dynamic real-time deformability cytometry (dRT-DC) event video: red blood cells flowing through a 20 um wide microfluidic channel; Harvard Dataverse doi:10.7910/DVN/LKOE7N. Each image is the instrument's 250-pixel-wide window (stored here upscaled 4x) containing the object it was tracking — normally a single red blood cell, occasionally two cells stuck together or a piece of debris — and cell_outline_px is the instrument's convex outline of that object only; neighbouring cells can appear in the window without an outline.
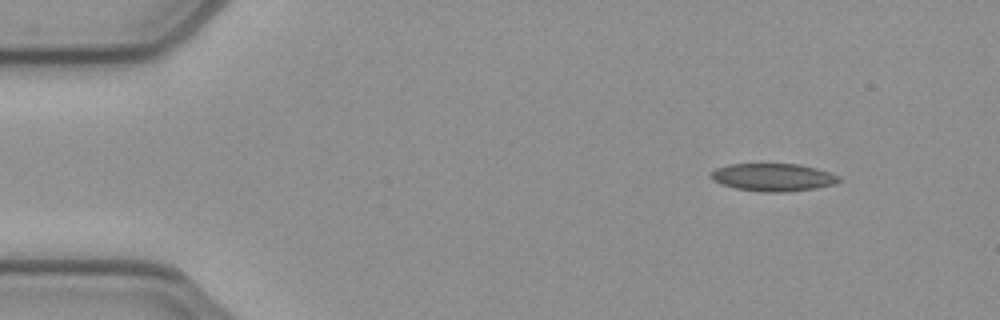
{"species": "common noctule bat (a hibernating species)", "species_latin": "Nyctalus noctula", "temperature_condition": "cold", "stored_images_in_passage": 47, "camera_frame_rate_fps": 3000, "um_per_image_px": 0.085, "animal": {"sex": "female", "body_mass_g": 21.9}, "frame": {"image": 1, "passage_image": 1, "time_ms": 0.0, "image_size_px": [1000, 320], "cell_outline_px": [[844, 180], [836, 184], [816, 188], [784, 192], [760, 192], [736, 188], [720, 184], [712, 180], [708, 176], [708, 172], [716, 168], [728, 164], [800, 164], [816, 168], [840, 176]], "centroid_in_image_um": [65.69, 15.07], "position_along_channel_um": 19.3, "area_um2": 21.04}}
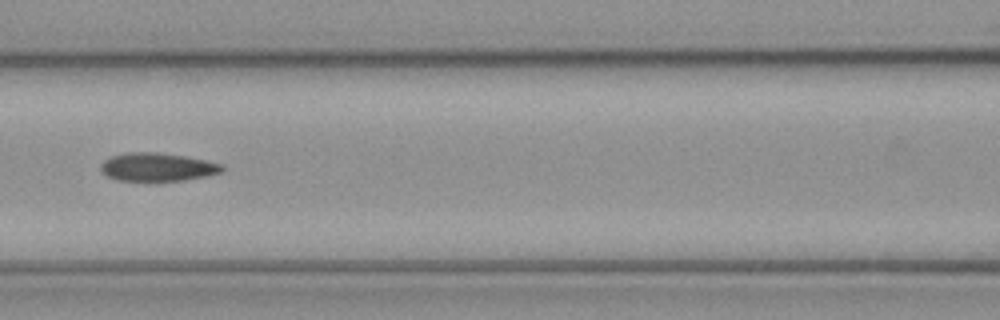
{"frame": {"image": 2, "passage_image": 18, "time_ms": 5.667, "image_size_px": [1000, 320], "cell_outline_px": [[224, 168], [220, 172], [204, 176], [184, 180], [116, 180], [100, 172], [100, 164], [104, 160], [112, 156], [128, 152], [156, 152], [184, 156], [224, 164]], "centroid_in_image_um": [13.34, 14.19], "position_along_channel_um": 153.3, "area_um2": 19.77}}
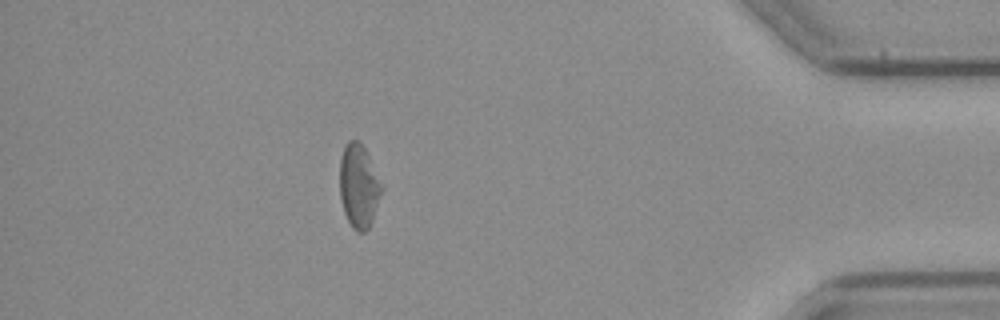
{"frame": {"image": 3, "passage_image": 41, "time_ms": 13.333, "image_size_px": [1000, 320], "cell_outline_px": [[384, 188], [372, 220], [368, 228], [364, 232], [356, 232], [352, 228], [344, 212], [340, 200], [340, 160], [344, 148], [348, 140], [360, 140]], "centroid_in_image_um": [30.49, 15.83], "position_along_channel_um": 404.7, "area_um2": 20.35}, "authors_computed_cell_mechanics": {"area_um2": 20.6346, "velocity_mm_per_s": 3.9144, "shape_relaxation_time_tau1_ms": null, "shape_relaxation_time_tau2_ms": 10.9683, "deformation_change_tau1": null, "deformation_change_tau2": 0.1942}}